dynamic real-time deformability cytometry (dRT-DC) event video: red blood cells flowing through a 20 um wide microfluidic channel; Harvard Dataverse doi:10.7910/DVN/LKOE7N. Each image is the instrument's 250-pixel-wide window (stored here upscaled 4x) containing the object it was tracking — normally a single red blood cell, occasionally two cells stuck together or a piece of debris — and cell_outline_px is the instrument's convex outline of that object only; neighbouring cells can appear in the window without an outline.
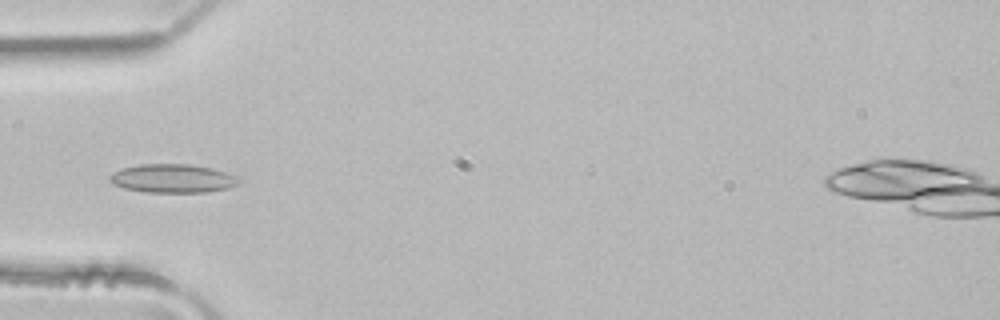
{"species": "common noctule bat (a hibernating species)", "species_latin": "Nyctalus noctula", "temperature_condition": "room temperature", "stored_images_in_passage": 3, "camera_frame_rate_fps": 3000, "um_per_image_px": 0.085, "animal": {"sex": "male", "body_mass_g": 21.5, "forearm_length_mm": 52.0}, "frame": {"image": 1, "passage_image": 3, "time_ms": 0.667, "image_size_px": [1000, 320], "cell_outline_px": [[240, 180], [236, 184], [228, 188], [208, 192], [144, 192], [124, 188], [112, 184], [108, 180], [108, 176], [112, 172], [120, 168], [140, 164], [188, 164], [212, 168], [236, 176]], "centroid_in_image_um": [14.6, 15.16], "position_along_channel_um": 70.4, "area_um2": 21.62}}